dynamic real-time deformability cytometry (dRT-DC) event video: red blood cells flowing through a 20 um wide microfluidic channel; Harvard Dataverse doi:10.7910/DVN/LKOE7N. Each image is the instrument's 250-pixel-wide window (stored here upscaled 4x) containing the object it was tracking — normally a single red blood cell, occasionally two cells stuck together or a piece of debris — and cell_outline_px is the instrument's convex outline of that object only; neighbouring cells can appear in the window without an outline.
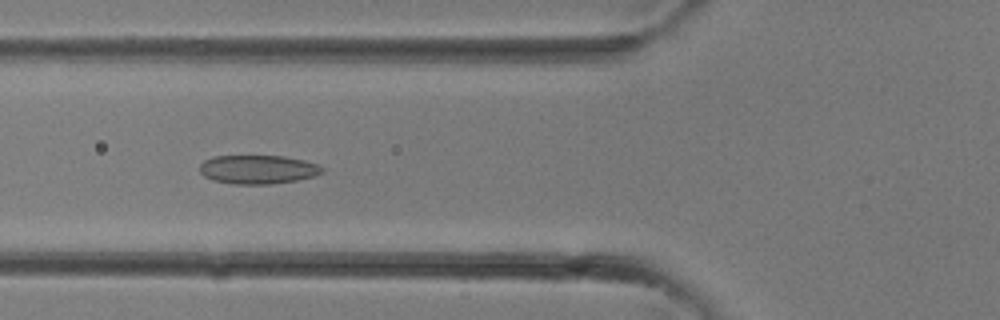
{"species": "common noctule bat (a hibernating species)", "species_latin": "Nyctalus noctula", "temperature_condition": "room temperature", "stored_images_in_passage": 25, "camera_frame_rate_fps": 3000, "um_per_image_px": 0.085, "animal": {"sex": "female"}, "frame": {"image": 1, "passage_image": 5, "time_ms": 1.333, "image_size_px": [1000, 320], "cell_outline_px": [[324, 172], [312, 176], [296, 180], [272, 184], [232, 184], [212, 180], [204, 176], [200, 172], [200, 164], [204, 160], [212, 156], [284, 156], [304, 160], [320, 164], [324, 168]], "centroid_in_image_um": [21.92, 14.4], "position_along_channel_um": 103.9, "area_um2": 20.69}}
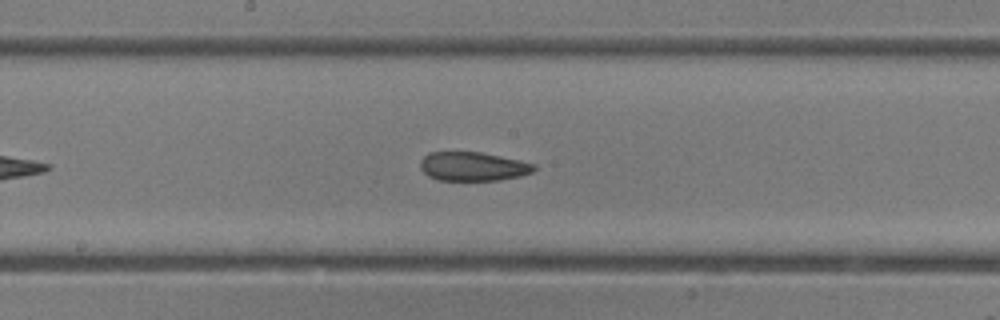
{"frame": {"image": 2, "passage_image": 10, "time_ms": 3.0, "image_size_px": [1000, 320], "cell_outline_px": [[536, 168], [532, 172], [520, 176], [500, 180], [436, 180], [428, 176], [420, 168], [420, 160], [428, 152], [480, 152], [520, 160], [536, 164]], "centroid_in_image_um": [40.19, 14.15], "position_along_channel_um": 208.0, "area_um2": 19.25}}
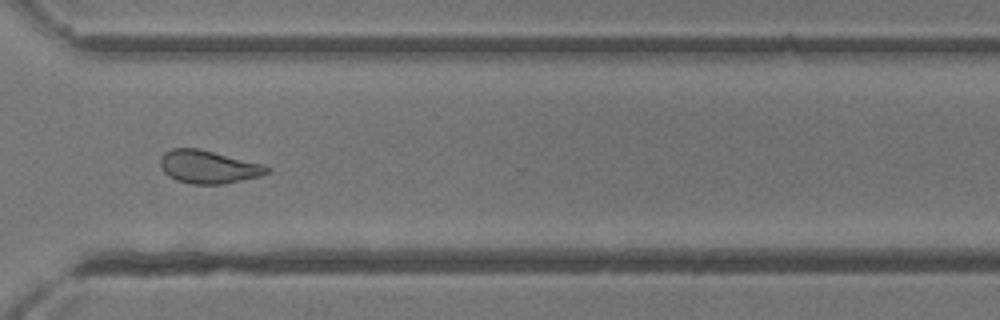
{"frame": {"image": 3, "passage_image": 17, "time_ms": 5.333, "image_size_px": [1000, 320], "cell_outline_px": [[272, 172], [260, 176], [224, 184], [192, 184], [176, 180], [168, 176], [160, 168], [160, 156], [164, 152], [172, 148], [196, 148], [264, 164]], "centroid_in_image_um": [17.69, 14.19], "position_along_channel_um": 352.9, "area_um2": 20.58}}